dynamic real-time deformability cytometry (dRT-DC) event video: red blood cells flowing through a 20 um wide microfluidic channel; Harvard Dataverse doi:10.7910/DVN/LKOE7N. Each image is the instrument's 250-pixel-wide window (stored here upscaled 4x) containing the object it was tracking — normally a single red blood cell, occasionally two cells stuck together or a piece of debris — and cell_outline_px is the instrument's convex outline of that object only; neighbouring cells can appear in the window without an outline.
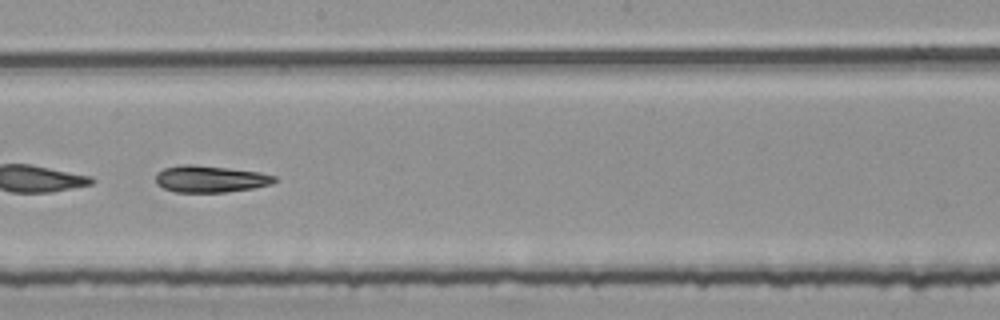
{"species": "common noctule bat (a hibernating species)", "species_latin": "Nyctalus noctula", "temperature_condition": "room temperature", "stored_images_in_passage": 52, "segment_of_instrument_passage": [2, 2], "camera_frame_rate_fps": 3000, "um_per_image_px": 0.085, "animal": {"sex": "female", "body_mass_g": 25.1}, "frame": {"image": 1, "passage_image": 30, "time_ms": 9.667, "image_size_px": [1000, 320], "cell_outline_px": [[276, 180], [272, 184], [252, 188], [224, 192], [176, 192], [164, 188], [156, 184], [156, 172], [164, 168], [180, 164], [196, 164], [260, 172], [276, 176]], "centroid_in_image_um": [17.84, 15.2], "position_along_channel_um": 230.4, "area_um2": 18.61}}
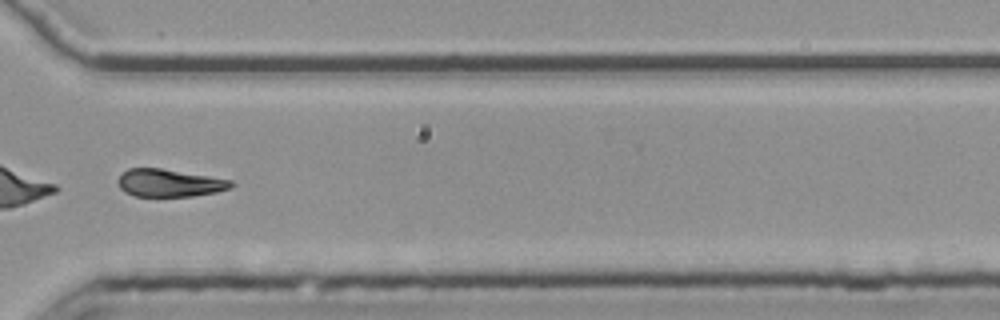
{"frame": {"image": 2, "passage_image": 40, "time_ms": 13.0, "image_size_px": [1000, 320], "cell_outline_px": [[236, 184], [228, 188], [216, 192], [192, 196], [136, 196], [124, 192], [120, 188], [116, 180], [128, 168], [160, 168], [232, 180]], "centroid_in_image_um": [14.38, 15.55], "position_along_channel_um": 356.2, "area_um2": 18.09}}